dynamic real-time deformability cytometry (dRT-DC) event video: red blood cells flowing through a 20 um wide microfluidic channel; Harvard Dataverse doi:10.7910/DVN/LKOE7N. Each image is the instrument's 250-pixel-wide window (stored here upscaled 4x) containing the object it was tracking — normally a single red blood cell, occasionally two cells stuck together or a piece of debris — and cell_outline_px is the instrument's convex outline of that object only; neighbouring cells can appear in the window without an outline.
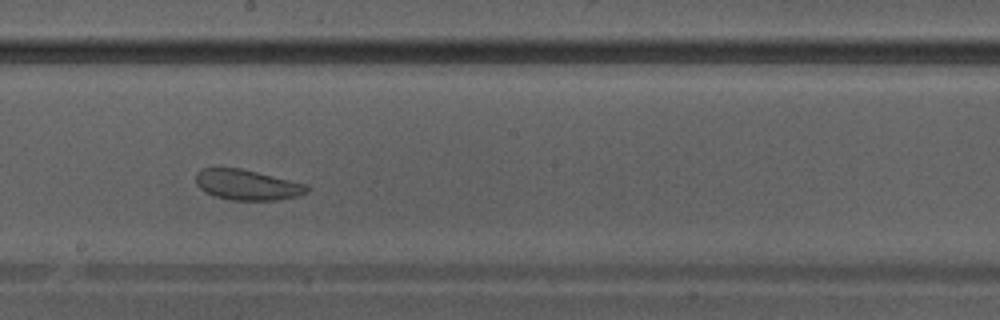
{"species": "Egyptian fruit bat (a non-hibernating species)", "species_latin": "Rousettus aegyptiacus", "temperature_condition": "warm", "stored_images_in_passage": 33, "camera_frame_rate_fps": 3000, "um_per_image_px": 0.085, "animal": {"sex": "male"}, "frame": {"image": 1, "passage_image": 15, "time_ms": 4.667, "image_size_px": [1000, 320], "cell_outline_px": [[312, 188], [308, 192], [300, 196], [276, 200], [232, 200], [216, 196], [204, 192], [196, 184], [196, 172], [200, 168], [240, 168], [308, 184]], "centroid_in_image_um": [21.05, 15.71], "position_along_channel_um": 227.2, "area_um2": 19.88}}
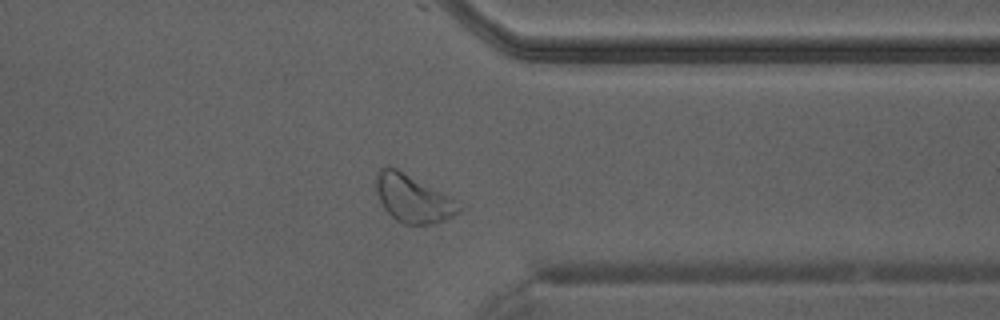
{"frame": {"image": 2, "passage_image": 24, "time_ms": 7.667, "image_size_px": [1000, 320], "cell_outline_px": [[468, 208], [436, 224], [404, 224], [396, 220], [384, 208], [376, 192], [376, 172], [380, 168], [396, 168], [452, 196]], "centroid_in_image_um": [35.19, 16.89], "position_along_channel_um": 376.2, "area_um2": 23.35}}